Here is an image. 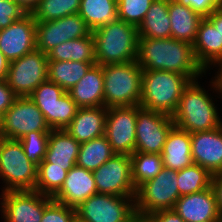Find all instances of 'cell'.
Returning <instances> with one entry per match:
<instances>
[{
  "mask_svg": "<svg viewBox=\"0 0 222 222\" xmlns=\"http://www.w3.org/2000/svg\"><path fill=\"white\" fill-rule=\"evenodd\" d=\"M207 76L208 74L203 78L191 81L180 97L178 107L172 115V119L175 126L181 130L194 133L222 126V108L217 98L220 99V104H222V100L217 91L216 84L210 77H208L209 82L206 80V83L200 82L207 79ZM207 83L209 84L206 86Z\"/></svg>",
  "mask_w": 222,
  "mask_h": 222,
  "instance_id": "cell-1",
  "label": "cell"
},
{
  "mask_svg": "<svg viewBox=\"0 0 222 222\" xmlns=\"http://www.w3.org/2000/svg\"><path fill=\"white\" fill-rule=\"evenodd\" d=\"M137 62L143 70L175 72L192 81L207 74L197 62L192 44L174 38H139Z\"/></svg>",
  "mask_w": 222,
  "mask_h": 222,
  "instance_id": "cell-2",
  "label": "cell"
},
{
  "mask_svg": "<svg viewBox=\"0 0 222 222\" xmlns=\"http://www.w3.org/2000/svg\"><path fill=\"white\" fill-rule=\"evenodd\" d=\"M96 64L127 63L138 57V30L132 24L116 19L92 31Z\"/></svg>",
  "mask_w": 222,
  "mask_h": 222,
  "instance_id": "cell-3",
  "label": "cell"
},
{
  "mask_svg": "<svg viewBox=\"0 0 222 222\" xmlns=\"http://www.w3.org/2000/svg\"><path fill=\"white\" fill-rule=\"evenodd\" d=\"M191 81L188 76L175 72L143 70L139 105L172 116Z\"/></svg>",
  "mask_w": 222,
  "mask_h": 222,
  "instance_id": "cell-4",
  "label": "cell"
},
{
  "mask_svg": "<svg viewBox=\"0 0 222 222\" xmlns=\"http://www.w3.org/2000/svg\"><path fill=\"white\" fill-rule=\"evenodd\" d=\"M104 79V106L139 105L143 69L137 60L102 66Z\"/></svg>",
  "mask_w": 222,
  "mask_h": 222,
  "instance_id": "cell-5",
  "label": "cell"
},
{
  "mask_svg": "<svg viewBox=\"0 0 222 222\" xmlns=\"http://www.w3.org/2000/svg\"><path fill=\"white\" fill-rule=\"evenodd\" d=\"M37 166L26 156L19 140L2 138L0 143L1 193L35 190Z\"/></svg>",
  "mask_w": 222,
  "mask_h": 222,
  "instance_id": "cell-6",
  "label": "cell"
},
{
  "mask_svg": "<svg viewBox=\"0 0 222 222\" xmlns=\"http://www.w3.org/2000/svg\"><path fill=\"white\" fill-rule=\"evenodd\" d=\"M177 171L163 168L153 179L136 189L135 210L138 216L147 217L155 211L173 209L180 198Z\"/></svg>",
  "mask_w": 222,
  "mask_h": 222,
  "instance_id": "cell-7",
  "label": "cell"
},
{
  "mask_svg": "<svg viewBox=\"0 0 222 222\" xmlns=\"http://www.w3.org/2000/svg\"><path fill=\"white\" fill-rule=\"evenodd\" d=\"M135 196L96 193L75 208L79 222H133Z\"/></svg>",
  "mask_w": 222,
  "mask_h": 222,
  "instance_id": "cell-8",
  "label": "cell"
},
{
  "mask_svg": "<svg viewBox=\"0 0 222 222\" xmlns=\"http://www.w3.org/2000/svg\"><path fill=\"white\" fill-rule=\"evenodd\" d=\"M46 80L48 58L42 51L34 50L9 63L6 82L17 97L29 96Z\"/></svg>",
  "mask_w": 222,
  "mask_h": 222,
  "instance_id": "cell-9",
  "label": "cell"
},
{
  "mask_svg": "<svg viewBox=\"0 0 222 222\" xmlns=\"http://www.w3.org/2000/svg\"><path fill=\"white\" fill-rule=\"evenodd\" d=\"M32 131H51V128L28 96L16 97L12 106L1 117L2 137L20 140Z\"/></svg>",
  "mask_w": 222,
  "mask_h": 222,
  "instance_id": "cell-10",
  "label": "cell"
},
{
  "mask_svg": "<svg viewBox=\"0 0 222 222\" xmlns=\"http://www.w3.org/2000/svg\"><path fill=\"white\" fill-rule=\"evenodd\" d=\"M52 197L35 190L0 192V219L3 222H41Z\"/></svg>",
  "mask_w": 222,
  "mask_h": 222,
  "instance_id": "cell-11",
  "label": "cell"
},
{
  "mask_svg": "<svg viewBox=\"0 0 222 222\" xmlns=\"http://www.w3.org/2000/svg\"><path fill=\"white\" fill-rule=\"evenodd\" d=\"M174 126L172 116L137 105L135 152L161 154Z\"/></svg>",
  "mask_w": 222,
  "mask_h": 222,
  "instance_id": "cell-12",
  "label": "cell"
},
{
  "mask_svg": "<svg viewBox=\"0 0 222 222\" xmlns=\"http://www.w3.org/2000/svg\"><path fill=\"white\" fill-rule=\"evenodd\" d=\"M92 173L97 193L135 196L130 155L115 154Z\"/></svg>",
  "mask_w": 222,
  "mask_h": 222,
  "instance_id": "cell-13",
  "label": "cell"
},
{
  "mask_svg": "<svg viewBox=\"0 0 222 222\" xmlns=\"http://www.w3.org/2000/svg\"><path fill=\"white\" fill-rule=\"evenodd\" d=\"M92 33L79 14L52 21H36V50L47 54L62 42L86 37Z\"/></svg>",
  "mask_w": 222,
  "mask_h": 222,
  "instance_id": "cell-14",
  "label": "cell"
},
{
  "mask_svg": "<svg viewBox=\"0 0 222 222\" xmlns=\"http://www.w3.org/2000/svg\"><path fill=\"white\" fill-rule=\"evenodd\" d=\"M136 120L137 105L108 108L104 135L116 154L135 152Z\"/></svg>",
  "mask_w": 222,
  "mask_h": 222,
  "instance_id": "cell-15",
  "label": "cell"
},
{
  "mask_svg": "<svg viewBox=\"0 0 222 222\" xmlns=\"http://www.w3.org/2000/svg\"><path fill=\"white\" fill-rule=\"evenodd\" d=\"M0 50L10 62L36 50V20L32 14L0 30Z\"/></svg>",
  "mask_w": 222,
  "mask_h": 222,
  "instance_id": "cell-16",
  "label": "cell"
},
{
  "mask_svg": "<svg viewBox=\"0 0 222 222\" xmlns=\"http://www.w3.org/2000/svg\"><path fill=\"white\" fill-rule=\"evenodd\" d=\"M191 153L193 164L212 175L222 174V126L191 133Z\"/></svg>",
  "mask_w": 222,
  "mask_h": 222,
  "instance_id": "cell-17",
  "label": "cell"
},
{
  "mask_svg": "<svg viewBox=\"0 0 222 222\" xmlns=\"http://www.w3.org/2000/svg\"><path fill=\"white\" fill-rule=\"evenodd\" d=\"M173 210L185 222H222L211 187L198 193L181 196Z\"/></svg>",
  "mask_w": 222,
  "mask_h": 222,
  "instance_id": "cell-18",
  "label": "cell"
},
{
  "mask_svg": "<svg viewBox=\"0 0 222 222\" xmlns=\"http://www.w3.org/2000/svg\"><path fill=\"white\" fill-rule=\"evenodd\" d=\"M96 193L97 187L92 171L75 165L67 172L61 189L52 199L75 209Z\"/></svg>",
  "mask_w": 222,
  "mask_h": 222,
  "instance_id": "cell-19",
  "label": "cell"
},
{
  "mask_svg": "<svg viewBox=\"0 0 222 222\" xmlns=\"http://www.w3.org/2000/svg\"><path fill=\"white\" fill-rule=\"evenodd\" d=\"M107 110L105 106L79 108L64 130L80 144L100 137L105 133Z\"/></svg>",
  "mask_w": 222,
  "mask_h": 222,
  "instance_id": "cell-20",
  "label": "cell"
},
{
  "mask_svg": "<svg viewBox=\"0 0 222 222\" xmlns=\"http://www.w3.org/2000/svg\"><path fill=\"white\" fill-rule=\"evenodd\" d=\"M192 46L197 62L206 72L222 61L221 34L206 17L199 23L197 36Z\"/></svg>",
  "mask_w": 222,
  "mask_h": 222,
  "instance_id": "cell-21",
  "label": "cell"
},
{
  "mask_svg": "<svg viewBox=\"0 0 222 222\" xmlns=\"http://www.w3.org/2000/svg\"><path fill=\"white\" fill-rule=\"evenodd\" d=\"M68 93L79 108L104 106L102 66L93 65Z\"/></svg>",
  "mask_w": 222,
  "mask_h": 222,
  "instance_id": "cell-22",
  "label": "cell"
},
{
  "mask_svg": "<svg viewBox=\"0 0 222 222\" xmlns=\"http://www.w3.org/2000/svg\"><path fill=\"white\" fill-rule=\"evenodd\" d=\"M168 15L171 25V38L193 45L199 23L203 17L188 4L176 0H168Z\"/></svg>",
  "mask_w": 222,
  "mask_h": 222,
  "instance_id": "cell-23",
  "label": "cell"
},
{
  "mask_svg": "<svg viewBox=\"0 0 222 222\" xmlns=\"http://www.w3.org/2000/svg\"><path fill=\"white\" fill-rule=\"evenodd\" d=\"M161 156L165 168L178 171L191 166V133L174 126L167 136Z\"/></svg>",
  "mask_w": 222,
  "mask_h": 222,
  "instance_id": "cell-24",
  "label": "cell"
},
{
  "mask_svg": "<svg viewBox=\"0 0 222 222\" xmlns=\"http://www.w3.org/2000/svg\"><path fill=\"white\" fill-rule=\"evenodd\" d=\"M80 145L64 129L51 130L45 160L52 166L65 167L69 171L76 165Z\"/></svg>",
  "mask_w": 222,
  "mask_h": 222,
  "instance_id": "cell-25",
  "label": "cell"
},
{
  "mask_svg": "<svg viewBox=\"0 0 222 222\" xmlns=\"http://www.w3.org/2000/svg\"><path fill=\"white\" fill-rule=\"evenodd\" d=\"M137 30L139 38H171L168 0H154Z\"/></svg>",
  "mask_w": 222,
  "mask_h": 222,
  "instance_id": "cell-26",
  "label": "cell"
},
{
  "mask_svg": "<svg viewBox=\"0 0 222 222\" xmlns=\"http://www.w3.org/2000/svg\"><path fill=\"white\" fill-rule=\"evenodd\" d=\"M48 60L96 62L92 33L79 39L62 42L47 53Z\"/></svg>",
  "mask_w": 222,
  "mask_h": 222,
  "instance_id": "cell-27",
  "label": "cell"
},
{
  "mask_svg": "<svg viewBox=\"0 0 222 222\" xmlns=\"http://www.w3.org/2000/svg\"><path fill=\"white\" fill-rule=\"evenodd\" d=\"M96 62L48 60V80L68 92Z\"/></svg>",
  "mask_w": 222,
  "mask_h": 222,
  "instance_id": "cell-28",
  "label": "cell"
},
{
  "mask_svg": "<svg viewBox=\"0 0 222 222\" xmlns=\"http://www.w3.org/2000/svg\"><path fill=\"white\" fill-rule=\"evenodd\" d=\"M78 14L93 31L118 19L117 0H81Z\"/></svg>",
  "mask_w": 222,
  "mask_h": 222,
  "instance_id": "cell-29",
  "label": "cell"
},
{
  "mask_svg": "<svg viewBox=\"0 0 222 222\" xmlns=\"http://www.w3.org/2000/svg\"><path fill=\"white\" fill-rule=\"evenodd\" d=\"M116 153L105 135L81 143L76 165L94 171Z\"/></svg>",
  "mask_w": 222,
  "mask_h": 222,
  "instance_id": "cell-30",
  "label": "cell"
},
{
  "mask_svg": "<svg viewBox=\"0 0 222 222\" xmlns=\"http://www.w3.org/2000/svg\"><path fill=\"white\" fill-rule=\"evenodd\" d=\"M132 182L137 189L164 168L161 154L134 152L131 156Z\"/></svg>",
  "mask_w": 222,
  "mask_h": 222,
  "instance_id": "cell-31",
  "label": "cell"
},
{
  "mask_svg": "<svg viewBox=\"0 0 222 222\" xmlns=\"http://www.w3.org/2000/svg\"><path fill=\"white\" fill-rule=\"evenodd\" d=\"M179 195L184 196L201 192L211 187L213 175L203 167L192 164L177 171Z\"/></svg>",
  "mask_w": 222,
  "mask_h": 222,
  "instance_id": "cell-32",
  "label": "cell"
},
{
  "mask_svg": "<svg viewBox=\"0 0 222 222\" xmlns=\"http://www.w3.org/2000/svg\"><path fill=\"white\" fill-rule=\"evenodd\" d=\"M67 172L65 167L52 166L44 159L37 167L35 191L53 197L61 189Z\"/></svg>",
  "mask_w": 222,
  "mask_h": 222,
  "instance_id": "cell-33",
  "label": "cell"
},
{
  "mask_svg": "<svg viewBox=\"0 0 222 222\" xmlns=\"http://www.w3.org/2000/svg\"><path fill=\"white\" fill-rule=\"evenodd\" d=\"M81 0H40L32 16L36 21H52L78 14Z\"/></svg>",
  "mask_w": 222,
  "mask_h": 222,
  "instance_id": "cell-34",
  "label": "cell"
},
{
  "mask_svg": "<svg viewBox=\"0 0 222 222\" xmlns=\"http://www.w3.org/2000/svg\"><path fill=\"white\" fill-rule=\"evenodd\" d=\"M65 92L59 85L46 80L28 96L42 112L51 130L53 106Z\"/></svg>",
  "mask_w": 222,
  "mask_h": 222,
  "instance_id": "cell-35",
  "label": "cell"
},
{
  "mask_svg": "<svg viewBox=\"0 0 222 222\" xmlns=\"http://www.w3.org/2000/svg\"><path fill=\"white\" fill-rule=\"evenodd\" d=\"M50 131H32L19 141L27 158L37 167L45 159Z\"/></svg>",
  "mask_w": 222,
  "mask_h": 222,
  "instance_id": "cell-36",
  "label": "cell"
},
{
  "mask_svg": "<svg viewBox=\"0 0 222 222\" xmlns=\"http://www.w3.org/2000/svg\"><path fill=\"white\" fill-rule=\"evenodd\" d=\"M154 0H117L118 19L139 27Z\"/></svg>",
  "mask_w": 222,
  "mask_h": 222,
  "instance_id": "cell-37",
  "label": "cell"
},
{
  "mask_svg": "<svg viewBox=\"0 0 222 222\" xmlns=\"http://www.w3.org/2000/svg\"><path fill=\"white\" fill-rule=\"evenodd\" d=\"M79 107L65 92L53 106L52 130L65 129L75 117Z\"/></svg>",
  "mask_w": 222,
  "mask_h": 222,
  "instance_id": "cell-38",
  "label": "cell"
},
{
  "mask_svg": "<svg viewBox=\"0 0 222 222\" xmlns=\"http://www.w3.org/2000/svg\"><path fill=\"white\" fill-rule=\"evenodd\" d=\"M74 208L52 201L45 209L41 222H75Z\"/></svg>",
  "mask_w": 222,
  "mask_h": 222,
  "instance_id": "cell-39",
  "label": "cell"
},
{
  "mask_svg": "<svg viewBox=\"0 0 222 222\" xmlns=\"http://www.w3.org/2000/svg\"><path fill=\"white\" fill-rule=\"evenodd\" d=\"M26 12L14 1L0 0V30L21 19Z\"/></svg>",
  "mask_w": 222,
  "mask_h": 222,
  "instance_id": "cell-40",
  "label": "cell"
},
{
  "mask_svg": "<svg viewBox=\"0 0 222 222\" xmlns=\"http://www.w3.org/2000/svg\"><path fill=\"white\" fill-rule=\"evenodd\" d=\"M188 4L194 11L200 14L203 18L211 14L217 9V0H176Z\"/></svg>",
  "mask_w": 222,
  "mask_h": 222,
  "instance_id": "cell-41",
  "label": "cell"
},
{
  "mask_svg": "<svg viewBox=\"0 0 222 222\" xmlns=\"http://www.w3.org/2000/svg\"><path fill=\"white\" fill-rule=\"evenodd\" d=\"M13 90L9 87L6 80L0 81V116L12 106L15 98Z\"/></svg>",
  "mask_w": 222,
  "mask_h": 222,
  "instance_id": "cell-42",
  "label": "cell"
},
{
  "mask_svg": "<svg viewBox=\"0 0 222 222\" xmlns=\"http://www.w3.org/2000/svg\"><path fill=\"white\" fill-rule=\"evenodd\" d=\"M147 217L152 222H185L173 209L155 211Z\"/></svg>",
  "mask_w": 222,
  "mask_h": 222,
  "instance_id": "cell-43",
  "label": "cell"
},
{
  "mask_svg": "<svg viewBox=\"0 0 222 222\" xmlns=\"http://www.w3.org/2000/svg\"><path fill=\"white\" fill-rule=\"evenodd\" d=\"M211 188L215 194L218 211L222 216V174L213 175Z\"/></svg>",
  "mask_w": 222,
  "mask_h": 222,
  "instance_id": "cell-44",
  "label": "cell"
},
{
  "mask_svg": "<svg viewBox=\"0 0 222 222\" xmlns=\"http://www.w3.org/2000/svg\"><path fill=\"white\" fill-rule=\"evenodd\" d=\"M209 71L210 72H207V74L210 77L212 75L211 78L214 80V82L216 84L217 91H218L219 96L221 97V100H222V61H219L218 63H216Z\"/></svg>",
  "mask_w": 222,
  "mask_h": 222,
  "instance_id": "cell-45",
  "label": "cell"
},
{
  "mask_svg": "<svg viewBox=\"0 0 222 222\" xmlns=\"http://www.w3.org/2000/svg\"><path fill=\"white\" fill-rule=\"evenodd\" d=\"M206 18L217 28L222 37V8L218 7Z\"/></svg>",
  "mask_w": 222,
  "mask_h": 222,
  "instance_id": "cell-46",
  "label": "cell"
},
{
  "mask_svg": "<svg viewBox=\"0 0 222 222\" xmlns=\"http://www.w3.org/2000/svg\"><path fill=\"white\" fill-rule=\"evenodd\" d=\"M14 2L17 3L26 14H32L40 0H14Z\"/></svg>",
  "mask_w": 222,
  "mask_h": 222,
  "instance_id": "cell-47",
  "label": "cell"
},
{
  "mask_svg": "<svg viewBox=\"0 0 222 222\" xmlns=\"http://www.w3.org/2000/svg\"><path fill=\"white\" fill-rule=\"evenodd\" d=\"M10 61L0 50V81L6 80Z\"/></svg>",
  "mask_w": 222,
  "mask_h": 222,
  "instance_id": "cell-48",
  "label": "cell"
},
{
  "mask_svg": "<svg viewBox=\"0 0 222 222\" xmlns=\"http://www.w3.org/2000/svg\"><path fill=\"white\" fill-rule=\"evenodd\" d=\"M133 222H152L148 217L136 216Z\"/></svg>",
  "mask_w": 222,
  "mask_h": 222,
  "instance_id": "cell-49",
  "label": "cell"
},
{
  "mask_svg": "<svg viewBox=\"0 0 222 222\" xmlns=\"http://www.w3.org/2000/svg\"><path fill=\"white\" fill-rule=\"evenodd\" d=\"M218 1V6L220 7V8H222V0H217Z\"/></svg>",
  "mask_w": 222,
  "mask_h": 222,
  "instance_id": "cell-50",
  "label": "cell"
},
{
  "mask_svg": "<svg viewBox=\"0 0 222 222\" xmlns=\"http://www.w3.org/2000/svg\"><path fill=\"white\" fill-rule=\"evenodd\" d=\"M2 138H3V137H2V134H1V132H0V143H1V141H2Z\"/></svg>",
  "mask_w": 222,
  "mask_h": 222,
  "instance_id": "cell-51",
  "label": "cell"
}]
</instances>
